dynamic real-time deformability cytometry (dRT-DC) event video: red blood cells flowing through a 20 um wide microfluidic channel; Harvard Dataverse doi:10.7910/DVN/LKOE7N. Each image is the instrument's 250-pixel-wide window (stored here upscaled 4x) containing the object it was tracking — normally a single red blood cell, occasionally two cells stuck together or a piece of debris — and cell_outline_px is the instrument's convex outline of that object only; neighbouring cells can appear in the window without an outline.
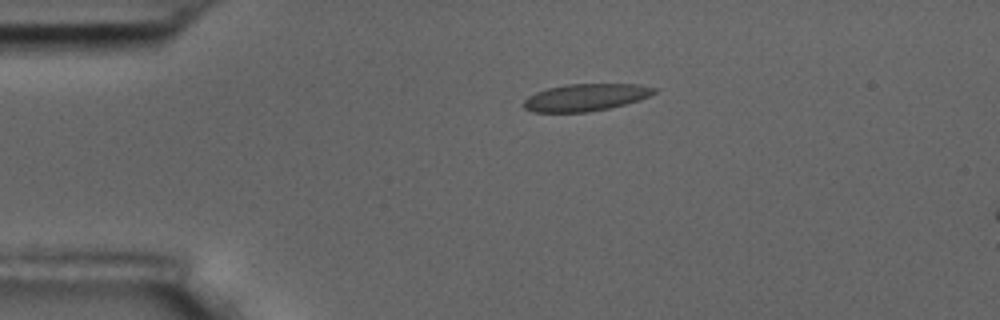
{"species": "common noctule bat (a hibernating species)", "species_latin": "Nyctalus noctula", "temperature_condition": "room temperature", "stored_images_in_passage": 45, "camera_frame_rate_fps": 3000, "um_per_image_px": 0.085, "animal": {"sex": "male", "body_mass_g": 17.5, "forearm_length_mm": 52.3}, "frame": {"image": 1, "passage_image": 1, "time_ms": 0.0, "image_size_px": [1000, 320], "cell_outline_px": [[660, 88], [656, 92], [640, 100], [608, 108], [588, 112], [532, 112], [524, 108], [520, 104], [528, 96], [536, 92], [548, 88], [568, 84], [640, 84]], "centroid_in_image_um": [49.78, 8.27], "position_along_channel_um": 35.2, "area_um2": 20.81}}
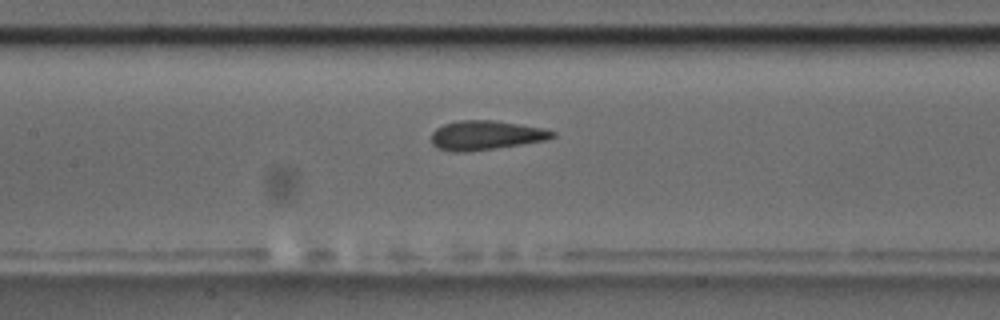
{"frame": {"image": 2, "passage_image": 15, "time_ms": 4.667, "image_size_px": [1000, 320], "cell_outline_px": [[556, 136], [548, 140], [464, 152], [452, 152], [436, 148], [432, 144], [432, 132], [436, 128], [444, 124], [460, 120], [492, 120], [544, 128], [556, 132]], "centroid_in_image_um": [41.29, 11.49], "position_along_channel_um": 166.1, "area_um2": 20.58}}
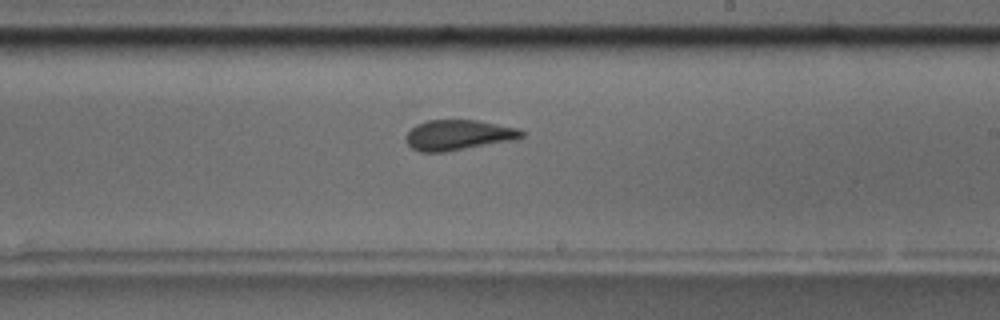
{"frame": {"image": 3, "passage_image": 22, "time_ms": 7.0, "image_size_px": [1000, 320], "cell_outline_px": [[524, 136], [512, 140], [444, 152], [420, 152], [412, 148], [408, 144], [408, 132], [416, 124], [428, 120], [476, 120], [520, 128], [524, 132]], "centroid_in_image_um": [38.98, 11.47], "position_along_channel_um": 250.0, "area_um2": 20.17}, "authors_computed_cell_mechanics": {"area_um2": 20.7502, "velocity_mm_per_s": 3.6199, "shape_relaxation_time_tau1_ms": null, "shape_relaxation_time_tau2_ms": 1.0516, "deformation_change_tau1": null, "deformation_change_tau2": 0.0623}}